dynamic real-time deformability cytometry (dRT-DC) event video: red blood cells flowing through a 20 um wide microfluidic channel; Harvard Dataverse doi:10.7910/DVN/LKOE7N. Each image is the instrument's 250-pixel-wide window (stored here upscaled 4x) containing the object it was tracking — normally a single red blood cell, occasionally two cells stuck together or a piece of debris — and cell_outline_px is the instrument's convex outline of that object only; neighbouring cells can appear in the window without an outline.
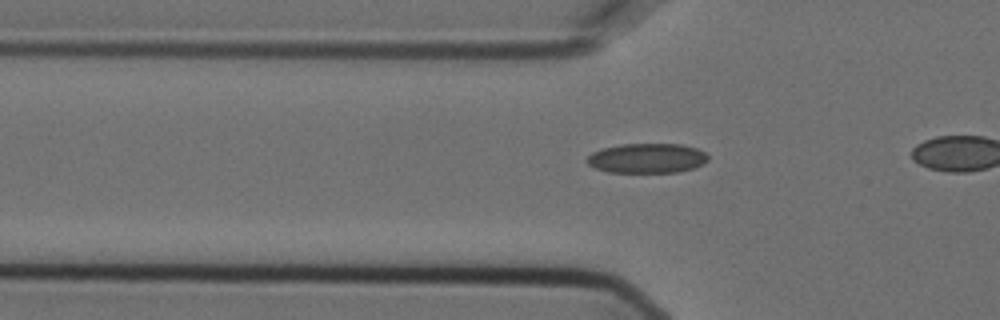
{"species": "Egyptian fruit bat (a non-hibernating species)", "species_latin": "Rousettus aegyptiacus", "temperature_condition": "cold", "stored_images_in_passage": 21, "camera_frame_rate_fps": 3000, "um_per_image_px": 0.085, "animal": {"sex": "female"}, "frame": {"image": 1, "passage_image": 15, "time_ms": 4.667, "image_size_px": [1000, 320], "cell_outline_px": [[708, 160], [704, 164], [692, 168], [676, 172], [608, 172], [596, 168], [588, 164], [584, 160], [592, 152], [600, 148], [624, 144], [680, 144], [696, 148], [704, 152], [708, 156]], "centroid_in_image_um": [54.97, 13.44], "position_along_channel_um": 70.8, "area_um2": 20.98}}